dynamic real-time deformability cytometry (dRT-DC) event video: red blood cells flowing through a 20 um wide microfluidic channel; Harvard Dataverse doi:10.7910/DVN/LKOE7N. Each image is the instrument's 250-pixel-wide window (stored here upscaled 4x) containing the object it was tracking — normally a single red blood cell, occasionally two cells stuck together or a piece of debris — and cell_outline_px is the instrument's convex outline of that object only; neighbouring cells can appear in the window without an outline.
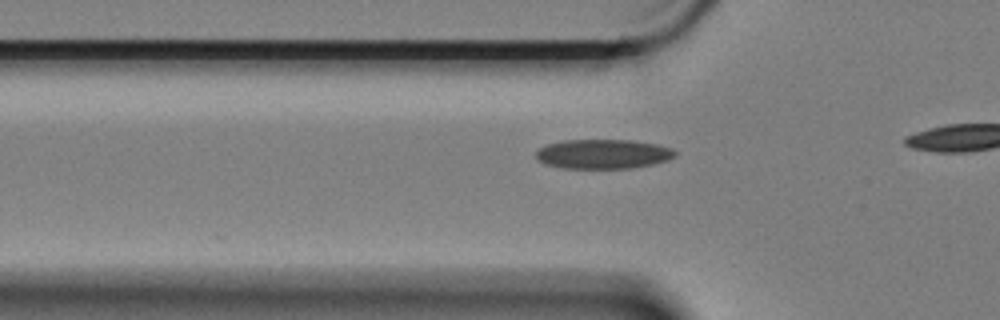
{"species": "Egyptian fruit bat (a non-hibernating species)", "species_latin": "Rousettus aegyptiacus", "temperature_condition": "cold", "stored_images_in_passage": 19, "camera_frame_rate_fps": 3000, "um_per_image_px": 0.085, "animal": {"sex": "female"}, "frame": {"image": 1, "passage_image": 5, "time_ms": 1.333, "image_size_px": [1000, 320], "cell_outline_px": [[676, 156], [668, 160], [652, 164], [632, 168], [564, 168], [544, 164], [536, 156], [536, 152], [540, 148], [548, 144], [564, 140], [632, 140], [656, 144], [672, 148], [676, 152]], "centroid_in_image_um": [51.29, 13.09], "position_along_channel_um": 74.5, "area_um2": 23.81}}
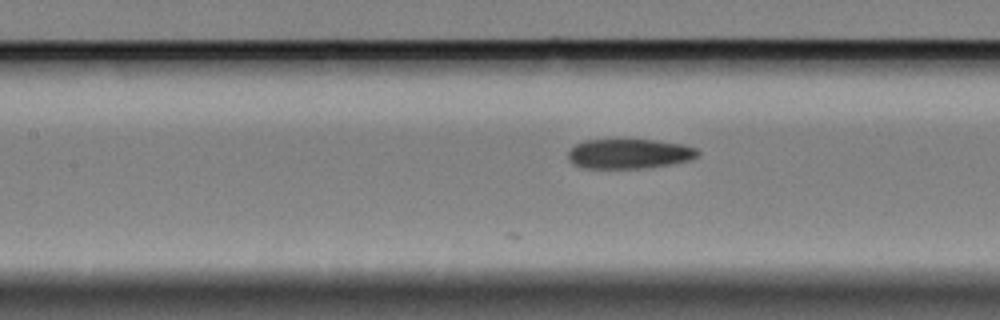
{"frame": {"image": 2, "passage_image": 12, "time_ms": 3.667, "image_size_px": [1000, 320], "cell_outline_px": [[700, 152], [696, 156], [688, 160], [668, 164], [640, 168], [584, 168], [572, 164], [568, 160], [568, 152], [576, 144], [584, 140], [652, 140], [680, 144], [696, 148]], "centroid_in_image_um": [53.42, 13.07], "position_along_channel_um": 154.0, "area_um2": 22.14}}
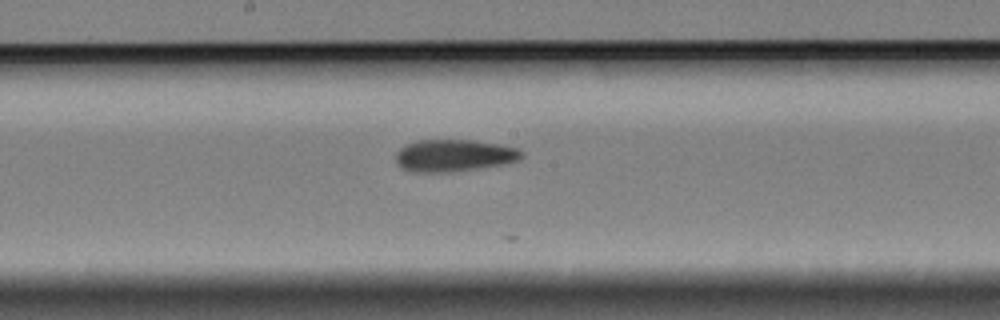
{"frame": {"image": 3, "passage_image": 17, "time_ms": 5.333, "image_size_px": [1000, 320], "cell_outline_px": [[524, 156], [520, 160], [504, 164], [452, 172], [412, 172], [400, 168], [396, 164], [396, 152], [400, 148], [416, 140], [476, 140], [500, 144], [520, 148], [524, 152]], "centroid_in_image_um": [38.62, 13.22], "position_along_channel_um": 209.6, "area_um2": 23.93}}